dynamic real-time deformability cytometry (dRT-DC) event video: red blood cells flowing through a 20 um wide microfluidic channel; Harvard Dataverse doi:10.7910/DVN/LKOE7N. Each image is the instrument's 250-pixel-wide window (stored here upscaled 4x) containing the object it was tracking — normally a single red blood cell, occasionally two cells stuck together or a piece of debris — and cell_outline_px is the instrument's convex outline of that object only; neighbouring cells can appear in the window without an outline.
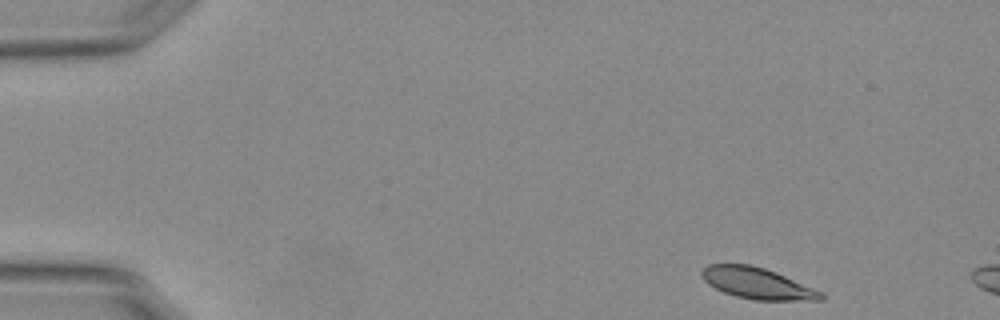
{"species": "Egyptian fruit bat (a non-hibernating species)", "species_latin": "Rousettus aegyptiacus", "temperature_condition": "warm", "stored_images_in_passage": 50, "camera_frame_rate_fps": 3000, "um_per_image_px": 0.085, "animal": {"sex": "female"}, "frame": {"image": 1, "passage_image": 1, "time_ms": 0.0, "image_size_px": [1000, 320], "cell_outline_px": [[824, 300], [756, 300], [736, 296], [724, 292], [708, 284], [704, 280], [700, 272], [708, 264], [752, 264], [776, 272], [824, 292]], "centroid_in_image_um": [64.39, 24.08], "position_along_channel_um": 20.6, "area_um2": 21.68}}
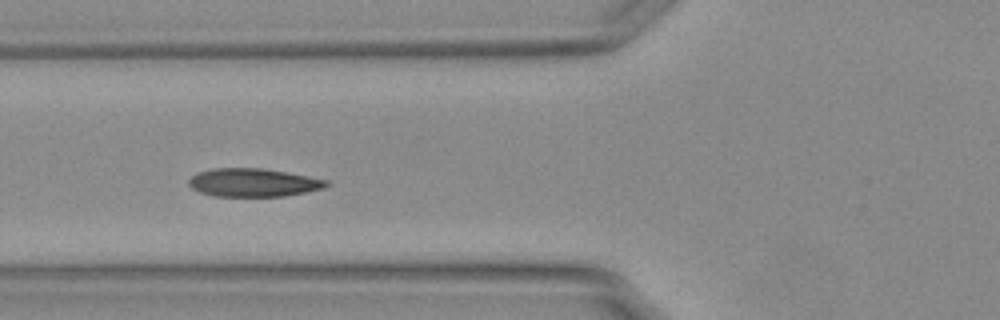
{"frame": {"image": 2, "passage_image": 16, "time_ms": 5.0, "image_size_px": [1000, 320], "cell_outline_px": [[332, 184], [324, 188], [284, 196], [212, 196], [200, 192], [192, 188], [188, 184], [188, 180], [196, 172], [212, 168], [264, 168], [328, 180]], "centroid_in_image_um": [21.51, 15.51], "position_along_channel_um": 104.3, "area_um2": 22.72}}
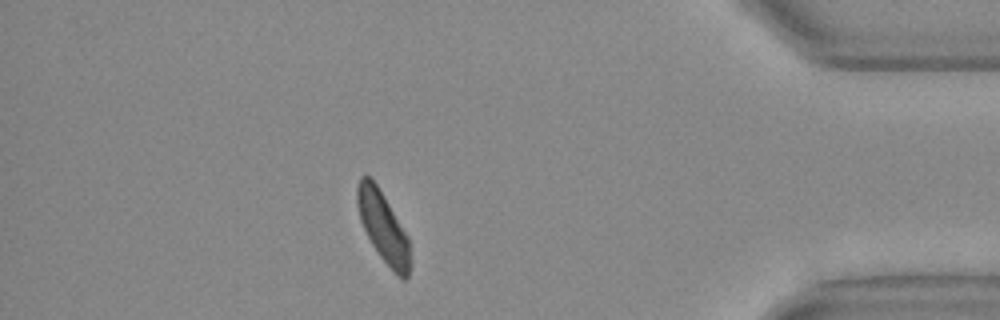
{"frame": {"image": 3, "passage_image": 43, "time_ms": 14.0, "image_size_px": [1000, 320], "cell_outline_px": [[412, 260], [408, 276], [404, 280], [400, 280], [380, 256], [372, 244], [360, 220], [356, 204], [356, 188], [360, 176], [368, 176], [376, 184], [384, 196], [408, 236]], "centroid_in_image_um": [32.59, 19.34], "position_along_channel_um": 402.6, "area_um2": 21.85}, "authors_computed_cell_mechanics": {"area_um2": 22.7732, "velocity_mm_per_s": 3.752, "shape_relaxation_time_tau1_ms": 2.7569, "shape_relaxation_time_tau2_ms": 2.4158, "deformation_change_tau1": 0.117, "deformation_change_tau2": 0.0536}}